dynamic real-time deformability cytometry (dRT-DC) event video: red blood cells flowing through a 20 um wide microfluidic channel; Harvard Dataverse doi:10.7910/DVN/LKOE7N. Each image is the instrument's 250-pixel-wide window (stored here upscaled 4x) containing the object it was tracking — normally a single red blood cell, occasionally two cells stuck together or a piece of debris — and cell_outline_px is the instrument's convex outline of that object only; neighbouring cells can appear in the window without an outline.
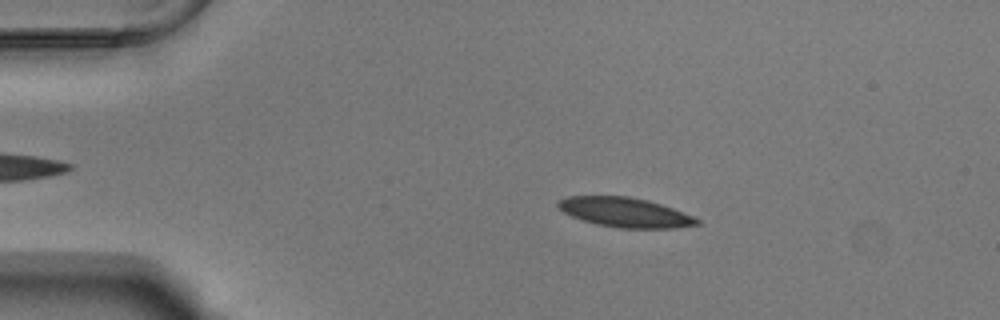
{"species": "Egyptian fruit bat (a non-hibernating species)", "species_latin": "Rousettus aegyptiacus", "temperature_condition": "warm", "stored_images_in_passage": 53, "camera_frame_rate_fps": 3000, "um_per_image_px": 0.085, "animal": {"sex": "male"}, "frame": {"image": 1, "passage_image": 10, "time_ms": 3.0, "image_size_px": [1000, 320], "cell_outline_px": [[700, 224], [676, 228], [620, 228], [596, 224], [572, 216], [564, 212], [556, 204], [560, 200], [568, 196], [628, 196], [648, 200], [672, 208], [692, 216], [700, 220]], "centroid_in_image_um": [53.14, 18.05], "position_along_channel_um": 31.9, "area_um2": 23.7}}
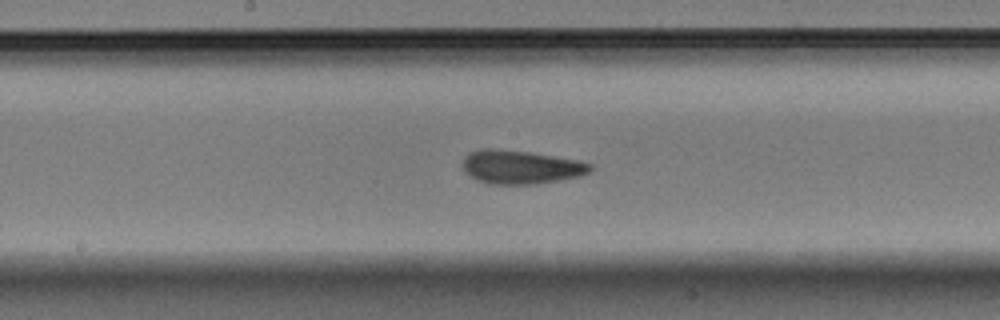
{"frame": {"image": 2, "passage_image": 28, "time_ms": 9.0, "image_size_px": [1000, 320], "cell_outline_px": [[592, 168], [588, 172], [580, 176], [536, 184], [488, 184], [476, 180], [464, 168], [464, 156], [468, 152], [484, 148], [492, 148], [528, 152], [580, 160], [592, 164]], "centroid_in_image_um": [44.27, 14.19], "position_along_channel_um": 203.9, "area_um2": 24.85}}
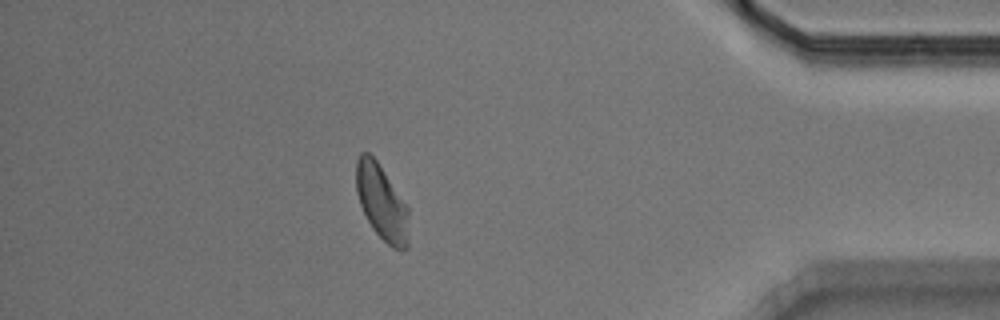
{"frame": {"image": 3, "passage_image": 47, "time_ms": 15.333, "image_size_px": [1000, 320], "cell_outline_px": [[408, 248], [392, 248], [372, 228], [360, 204], [356, 192], [356, 160], [360, 152], [368, 152], [376, 160], [408, 208]], "centroid_in_image_um": [32.42, 17.19], "position_along_channel_um": 402.8, "area_um2": 22.66}, "authors_computed_cell_mechanics": {"area_um2": 23.698, "velocity_mm_per_s": 3.7515, "shape_relaxation_time_tau1_ms": 5.0738, "shape_relaxation_time_tau2_ms": 0.9759, "deformation_change_tau1": 0.1412, "deformation_change_tau2": 0.0556}}